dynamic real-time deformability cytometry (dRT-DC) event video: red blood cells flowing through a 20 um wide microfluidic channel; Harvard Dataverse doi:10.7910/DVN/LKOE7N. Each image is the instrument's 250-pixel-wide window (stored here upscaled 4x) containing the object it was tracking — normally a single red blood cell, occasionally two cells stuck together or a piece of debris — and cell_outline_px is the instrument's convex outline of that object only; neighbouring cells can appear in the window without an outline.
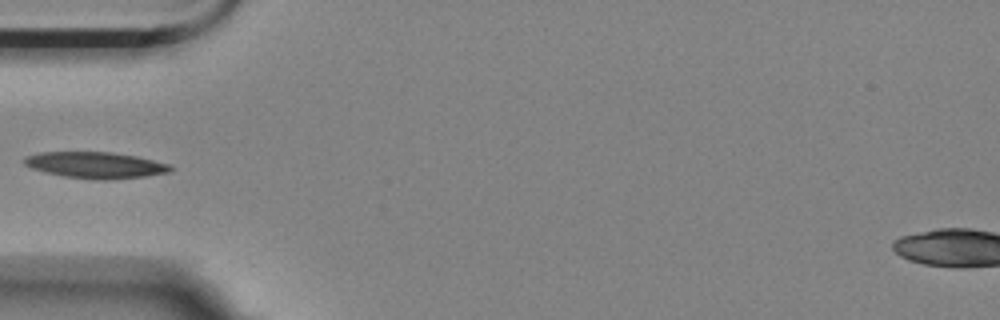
{"species": "Egyptian fruit bat (a non-hibernating species)", "species_latin": "Rousettus aegyptiacus", "temperature_condition": "room temperature", "stored_images_in_passage": 5, "camera_frame_rate_fps": 3000, "um_per_image_px": 0.085, "animal": {"sex": "female"}, "frame": {"image": 1, "passage_image": 5, "time_ms": 1.333, "image_size_px": [1000, 320], "cell_outline_px": [[172, 168], [168, 172], [144, 176], [108, 180], [92, 180], [64, 176], [44, 172], [32, 168], [24, 164], [24, 156], [40, 152], [112, 152], [136, 156], [168, 164]], "centroid_in_image_um": [8.06, 14.03], "position_along_channel_um": 76.9, "area_um2": 22.31}}